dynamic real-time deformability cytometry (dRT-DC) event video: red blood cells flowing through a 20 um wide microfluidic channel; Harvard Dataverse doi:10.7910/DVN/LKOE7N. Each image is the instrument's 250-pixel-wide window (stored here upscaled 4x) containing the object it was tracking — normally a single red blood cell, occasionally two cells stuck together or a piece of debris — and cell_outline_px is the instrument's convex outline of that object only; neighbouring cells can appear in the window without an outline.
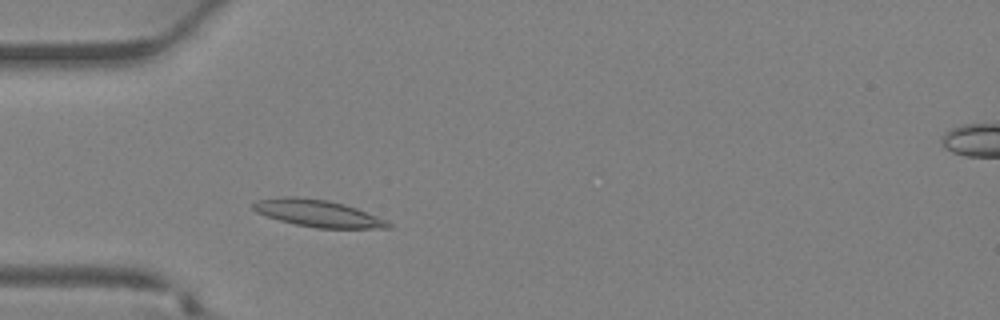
{"species": "Egyptian fruit bat (a non-hibernating species)", "species_latin": "Rousettus aegyptiacus", "temperature_condition": "warm", "stored_images_in_passage": 31, "camera_frame_rate_fps": 3000, "um_per_image_px": 0.085, "animal": {"sex": "female"}, "frame": {"image": 1, "passage_image": 5, "time_ms": 1.333, "image_size_px": [1000, 320], "cell_outline_px": [[392, 228], [316, 228], [296, 224], [280, 220], [256, 212], [252, 208], [252, 204], [256, 200], [276, 196], [296, 196], [328, 200], [344, 204], [356, 208], [388, 220], [392, 224]], "centroid_in_image_um": [27.01, 18.12], "position_along_channel_um": 58.0, "area_um2": 21.39}}
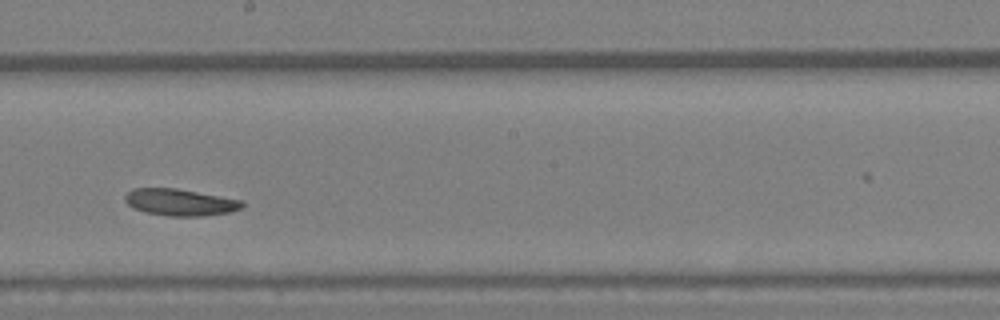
{"frame": {"image": 2, "passage_image": 15, "time_ms": 4.667, "image_size_px": [1000, 320], "cell_outline_px": [[244, 204], [240, 208], [232, 212], [200, 216], [168, 216], [144, 212], [132, 208], [124, 200], [124, 196], [132, 188], [176, 188], [244, 200]], "centroid_in_image_um": [15.3, 17.19], "position_along_channel_um": 232.9, "area_um2": 18.44}}
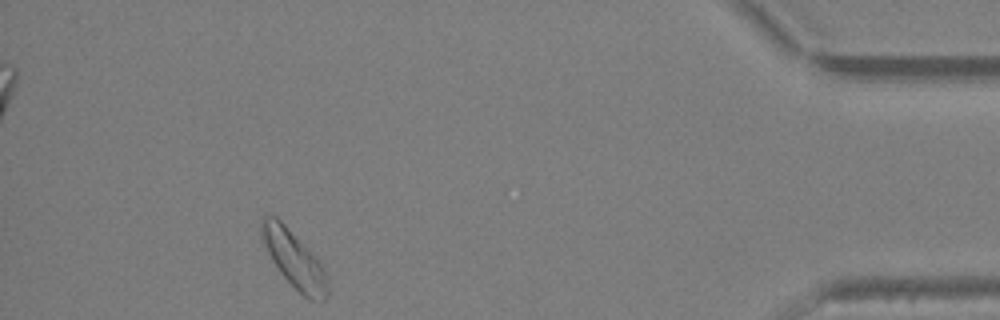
{"frame": {"image": 3, "passage_image": 28, "time_ms": 9.0, "image_size_px": [1000, 320], "cell_outline_px": [[328, 296], [324, 300], [308, 300], [280, 272], [272, 260], [260, 240], [260, 220], [264, 216], [276, 216], [284, 224], [320, 264], [328, 280]], "centroid_in_image_um": [24.94, 22.04], "position_along_channel_um": 410.3, "area_um2": 21.27}}